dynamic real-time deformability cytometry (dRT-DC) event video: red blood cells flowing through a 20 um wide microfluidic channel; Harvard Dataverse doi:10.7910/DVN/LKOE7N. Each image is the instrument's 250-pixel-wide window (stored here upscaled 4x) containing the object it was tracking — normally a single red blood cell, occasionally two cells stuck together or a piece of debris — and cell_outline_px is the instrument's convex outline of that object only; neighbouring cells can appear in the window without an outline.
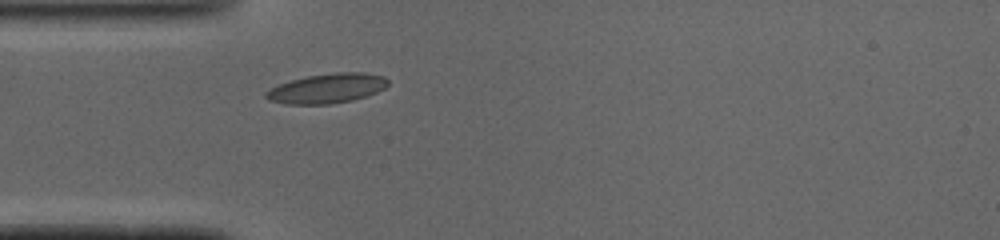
{"species": "common noctule bat (a hibernating species)", "species_latin": "Nyctalus noctula", "temperature_condition": "cold", "stored_images_in_passage": 36, "camera_frame_rate_fps": 3000, "um_per_image_px": 0.085, "animal": {"sex": "male", "body_mass_g": 19.0, "forearm_length_mm": 50.8}, "frame": {"image": 1, "passage_image": 1, "time_ms": 0.0, "image_size_px": [1000, 240], "cell_outline_px": [[388, 84], [384, 88], [368, 96], [352, 100], [328, 104], [284, 104], [268, 100], [264, 96], [264, 92], [280, 84], [292, 80], [308, 76], [336, 72], [364, 72], [384, 76], [388, 80]], "centroid_in_image_um": [27.8, 7.51], "position_along_channel_um": 57.2, "area_um2": 21.04}}
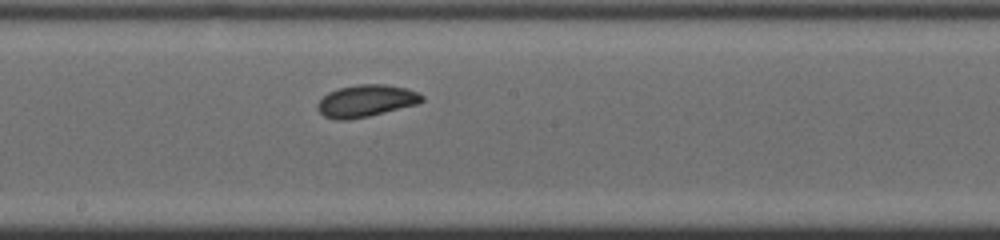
{"frame": {"image": 2, "passage_image": 13, "time_ms": 4.0, "image_size_px": [1000, 240], "cell_outline_px": [[424, 100], [420, 104], [368, 116], [348, 120], [336, 120], [324, 116], [316, 108], [316, 104], [328, 92], [340, 88], [360, 84], [384, 84], [408, 88], [424, 96]], "centroid_in_image_um": [31.13, 8.58], "position_along_channel_um": 217.1, "area_um2": 19.59}}
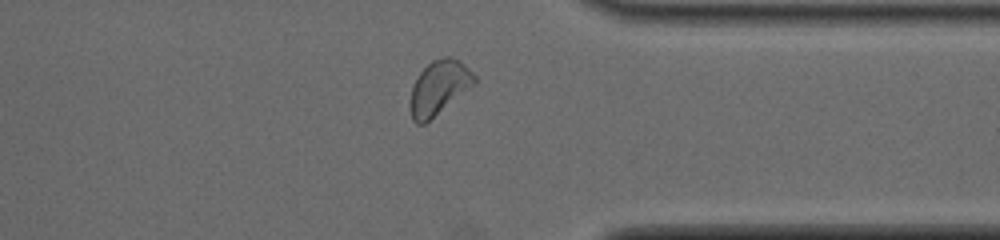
{"frame": {"image": 3, "passage_image": 25, "time_ms": 8.0, "image_size_px": [1000, 240], "cell_outline_px": [[476, 80], [472, 84], [424, 124], [416, 124], [412, 120], [408, 104], [412, 84], [420, 72], [432, 60], [444, 56], [448, 56], [460, 60], [476, 76]], "centroid_in_image_um": [37.23, 7.43], "position_along_channel_um": 374.2, "area_um2": 19.88}, "authors_computed_cell_mechanics": {"area_um2": 19.7676, "velocity_mm_per_s": 4.057, "shape_relaxation_time_tau1_ms": 1.8359, "shape_relaxation_time_tau2_ms": 3.3448, "deformation_change_tau1": 0.0692, "deformation_change_tau2": 0.0904}}